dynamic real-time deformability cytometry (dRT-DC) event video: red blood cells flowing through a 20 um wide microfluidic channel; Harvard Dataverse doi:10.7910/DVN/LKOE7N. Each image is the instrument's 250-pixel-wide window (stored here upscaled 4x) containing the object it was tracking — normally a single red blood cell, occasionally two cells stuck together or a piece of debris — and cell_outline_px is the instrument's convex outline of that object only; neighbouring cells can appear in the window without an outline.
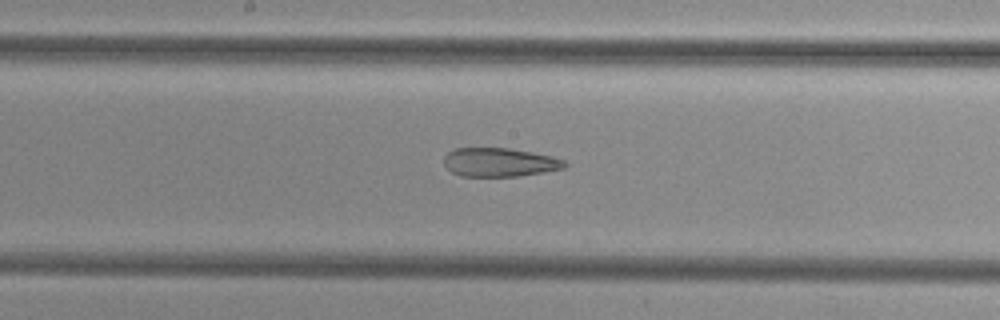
{"species": "common noctule bat (a hibernating species)", "species_latin": "Nyctalus noctula", "temperature_condition": "cold", "stored_images_in_passage": 26, "camera_frame_rate_fps": 3000, "um_per_image_px": 0.085, "animal": {"sex": "female", "body_mass_g": 29.2, "forearm_length_mm": 56.3}, "frame": {"image": 1, "passage_image": 12, "time_ms": 3.667, "image_size_px": [1000, 320], "cell_outline_px": [[568, 164], [564, 168], [520, 176], [460, 176], [452, 172], [444, 164], [444, 156], [448, 152], [456, 148], [508, 148], [532, 152], [552, 156], [564, 160]], "centroid_in_image_um": [42.46, 13.79], "position_along_channel_um": 205.7, "area_um2": 20.17}}
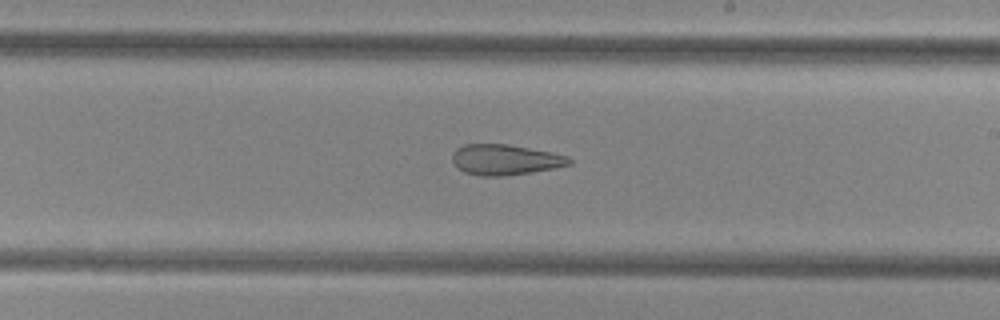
{"frame": {"image": 2, "passage_image": 15, "time_ms": 4.667, "image_size_px": [1000, 320], "cell_outline_px": [[572, 164], [532, 172], [504, 176], [480, 176], [464, 172], [452, 160], [452, 152], [456, 148], [464, 144], [508, 144], [552, 152], [568, 156], [572, 160]], "centroid_in_image_um": [42.94, 13.57], "position_along_channel_um": 246.1, "area_um2": 20.81}}